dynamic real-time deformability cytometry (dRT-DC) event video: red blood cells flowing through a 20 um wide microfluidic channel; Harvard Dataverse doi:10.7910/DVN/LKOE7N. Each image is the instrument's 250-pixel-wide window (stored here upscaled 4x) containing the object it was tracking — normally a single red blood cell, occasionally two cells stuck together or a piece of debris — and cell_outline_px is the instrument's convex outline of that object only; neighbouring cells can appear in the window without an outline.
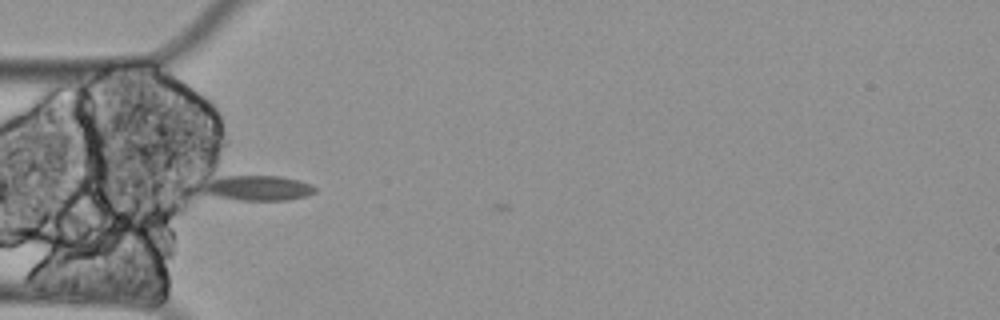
{"species": "Egyptian fruit bat (a non-hibernating species)", "species_latin": "Rousettus aegyptiacus", "temperature_condition": "cold", "stored_images_in_passage": 2, "camera_frame_rate_fps": 3000, "um_per_image_px": 0.085, "animal": {"sex": "female"}, "frame": {"image": 1, "passage_image": 1, "time_ms": 0.0, "image_size_px": [1000, 320], "cell_outline_px": [[316, 192], [304, 196], [284, 200], [240, 200], [220, 196], [204, 192], [204, 188], [212, 180], [224, 176], [280, 176], [300, 180], [312, 184], [316, 188]], "centroid_in_image_um": [22.04, 15.97], "position_along_channel_um": 63.0, "area_um2": 15.9}}